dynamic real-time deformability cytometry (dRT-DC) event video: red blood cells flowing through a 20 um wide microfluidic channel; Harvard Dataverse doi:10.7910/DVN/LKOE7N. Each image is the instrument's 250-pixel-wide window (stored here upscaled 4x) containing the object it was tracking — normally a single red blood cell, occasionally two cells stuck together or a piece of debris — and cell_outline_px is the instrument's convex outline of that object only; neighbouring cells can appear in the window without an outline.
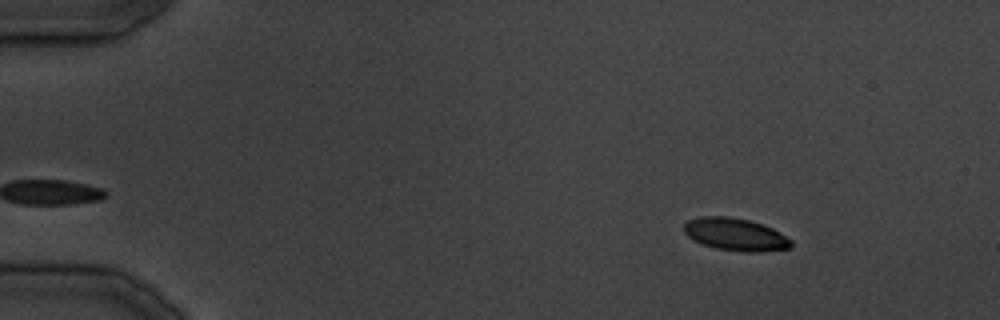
{"species": "common noctule bat (a hibernating species)", "species_latin": "Nyctalus noctula", "temperature_condition": "cold", "stored_images_in_passage": 33, "camera_frame_rate_fps": 3000, "um_per_image_px": 0.085, "animal": {"sex": "male", "body_mass_g": 19.5, "forearm_length_mm": 54.6}, "frame": {"image": 1, "passage_image": 2, "time_ms": 1.0, "image_size_px": [1000, 320], "cell_outline_px": [[792, 248], [760, 252], [744, 252], [716, 248], [704, 244], [688, 236], [684, 232], [684, 224], [688, 220], [700, 216], [728, 216], [748, 220], [764, 224], [780, 232], [792, 240]], "centroid_in_image_um": [62.55, 19.92], "position_along_channel_um": 22.4, "area_um2": 20.35}}
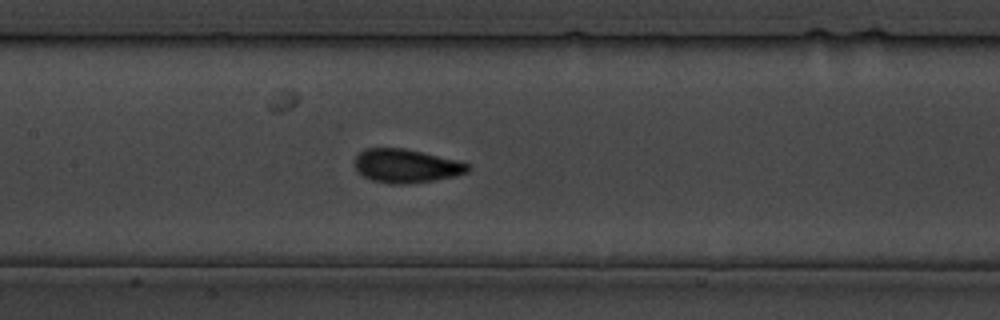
{"frame": {"image": 2, "passage_image": 15, "time_ms": 17.0, "image_size_px": [1000, 320], "cell_outline_px": [[472, 168], [468, 172], [456, 176], [408, 184], [392, 184], [372, 180], [364, 176], [356, 168], [356, 156], [364, 148], [404, 148], [460, 160], [468, 164]], "centroid_in_image_um": [34.58, 14.09], "position_along_channel_um": 172.8, "area_um2": 22.2}}
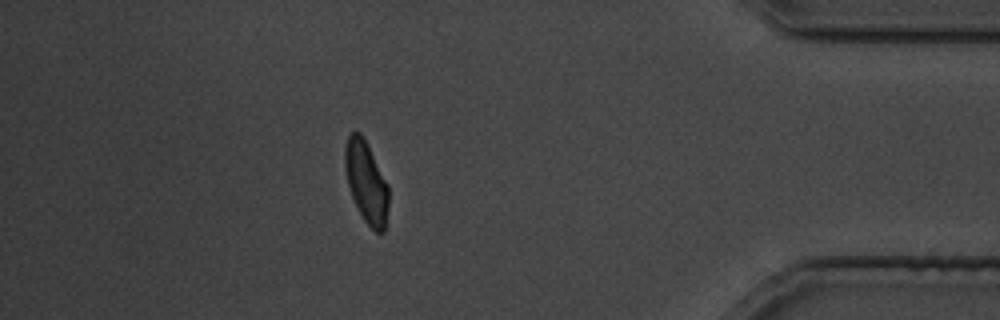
{"frame": {"image": 3, "passage_image": 30, "time_ms": 34.667, "image_size_px": [1000, 320], "cell_outline_px": [[388, 204], [384, 232], [376, 232], [364, 220], [352, 196], [348, 184], [344, 164], [344, 148], [348, 136], [352, 132], [360, 132], [368, 144], [388, 184]], "centroid_in_image_um": [31.13, 15.44], "position_along_channel_um": 404.1, "area_um2": 20.58}}